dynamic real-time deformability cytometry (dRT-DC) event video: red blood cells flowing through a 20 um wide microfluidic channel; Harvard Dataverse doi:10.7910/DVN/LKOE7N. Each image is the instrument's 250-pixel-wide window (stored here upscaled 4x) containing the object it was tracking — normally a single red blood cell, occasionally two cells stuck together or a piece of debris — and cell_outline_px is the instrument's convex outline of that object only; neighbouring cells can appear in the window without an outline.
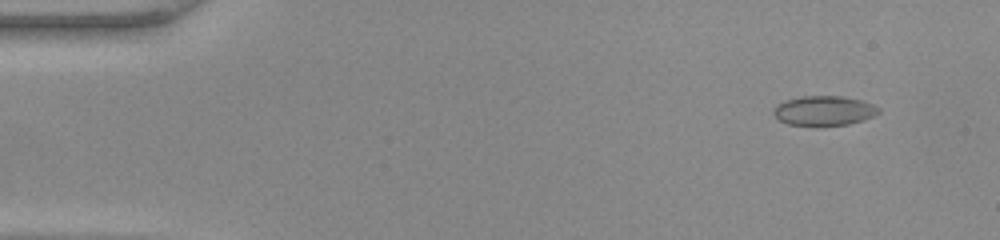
{"species": "common noctule bat (a hibernating species)", "species_latin": "Nyctalus noctula", "temperature_condition": "warm", "stored_images_in_passage": 47, "camera_frame_rate_fps": 3000, "um_per_image_px": 0.085, "animal": {"sex": "female", "body_mass_g": 22.0, "forearm_length_mm": 56.7}, "frame": {"image": 1, "passage_image": 4, "time_ms": 1.0, "image_size_px": [1000, 240], "cell_outline_px": [[880, 112], [864, 120], [848, 124], [820, 128], [816, 128], [788, 124], [780, 120], [772, 112], [776, 104], [788, 100], [804, 96], [844, 96], [860, 100], [872, 104], [880, 108]], "centroid_in_image_um": [70.04, 9.45], "position_along_channel_um": 15.0, "area_um2": 18.61}}
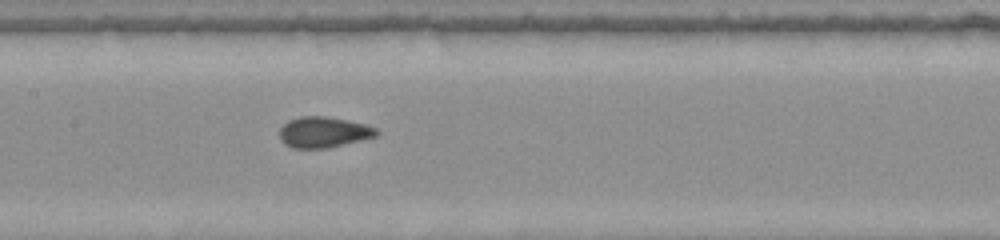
{"frame": {"image": 2, "passage_image": 23, "time_ms": 7.333, "image_size_px": [1000, 240], "cell_outline_px": [[380, 132], [376, 136], [328, 148], [292, 148], [284, 144], [280, 140], [280, 128], [288, 120], [300, 116], [324, 116], [364, 124], [376, 128]], "centroid_in_image_um": [27.47, 11.24], "position_along_channel_um": 179.9, "area_um2": 17.28}}
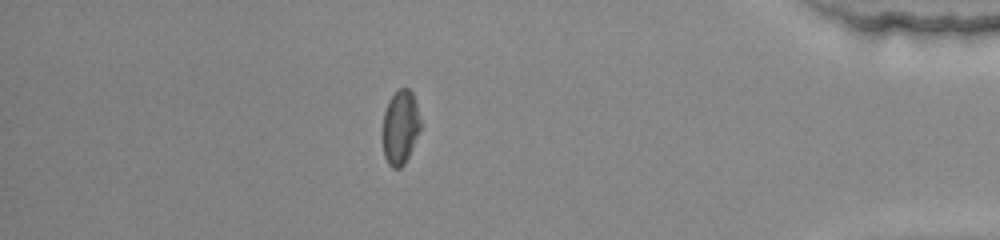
{"frame": {"image": 3, "passage_image": 41, "time_ms": 13.333, "image_size_px": [1000, 240], "cell_outline_px": [[420, 128], [408, 156], [404, 164], [400, 168], [392, 168], [388, 164], [384, 156], [384, 112], [392, 96], [400, 88], [408, 88], [412, 92], [416, 104], [420, 120]], "centroid_in_image_um": [34.03, 10.83], "position_along_channel_um": 401.2, "area_um2": 15.78}}